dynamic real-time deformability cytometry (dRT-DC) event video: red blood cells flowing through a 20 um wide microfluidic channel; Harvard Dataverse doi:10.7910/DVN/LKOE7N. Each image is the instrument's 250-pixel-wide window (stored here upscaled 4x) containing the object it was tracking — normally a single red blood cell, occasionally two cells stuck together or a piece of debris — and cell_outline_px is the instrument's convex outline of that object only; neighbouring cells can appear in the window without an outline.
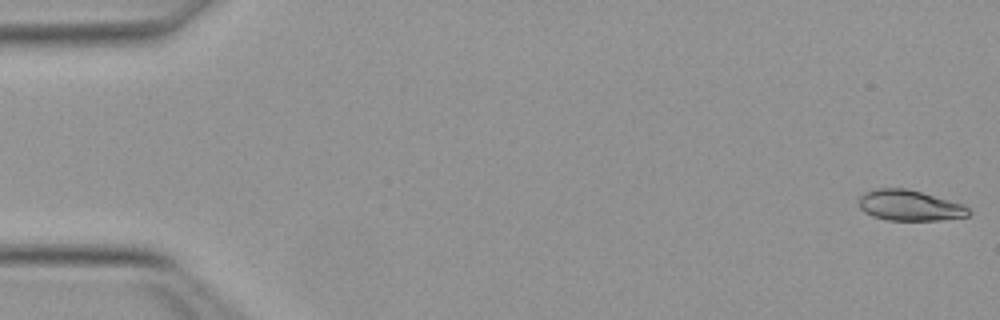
{"species": "Egyptian fruit bat (a non-hibernating species)", "species_latin": "Rousettus aegyptiacus", "temperature_condition": "warm", "stored_images_in_passage": 17, "camera_frame_rate_fps": 3000, "um_per_image_px": 0.085, "animal": {"sex": "female"}, "frame": {"image": 1, "passage_image": 1, "time_ms": 0.0, "image_size_px": [1000, 320], "cell_outline_px": [[972, 212], [968, 216], [940, 220], [888, 220], [872, 216], [864, 212], [860, 208], [856, 200], [864, 192], [876, 188], [904, 188], [920, 192], [964, 204]], "centroid_in_image_um": [77.28, 17.46], "position_along_channel_um": 7.7, "area_um2": 19.71}}
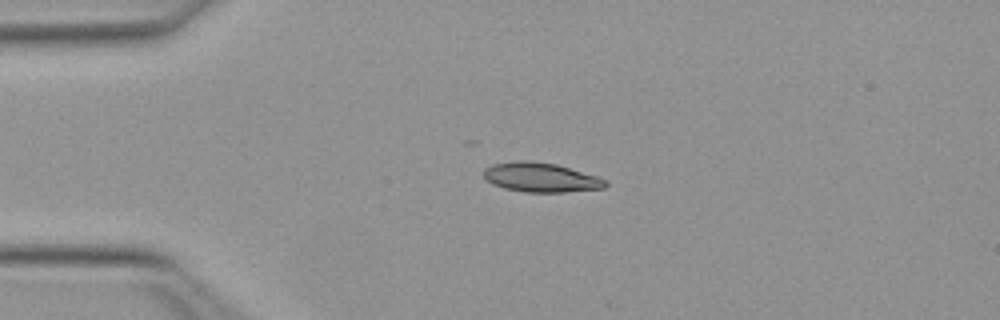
{"frame": {"image": 2, "passage_image": 12, "time_ms": 3.667, "image_size_px": [1000, 320], "cell_outline_px": [[608, 184], [604, 188], [564, 192], [524, 192], [504, 188], [492, 184], [484, 176], [484, 168], [492, 164], [520, 160], [528, 160], [556, 164], [596, 176], [608, 180]], "centroid_in_image_um": [45.97, 15.08], "position_along_channel_um": 39.0, "area_um2": 20.81}}